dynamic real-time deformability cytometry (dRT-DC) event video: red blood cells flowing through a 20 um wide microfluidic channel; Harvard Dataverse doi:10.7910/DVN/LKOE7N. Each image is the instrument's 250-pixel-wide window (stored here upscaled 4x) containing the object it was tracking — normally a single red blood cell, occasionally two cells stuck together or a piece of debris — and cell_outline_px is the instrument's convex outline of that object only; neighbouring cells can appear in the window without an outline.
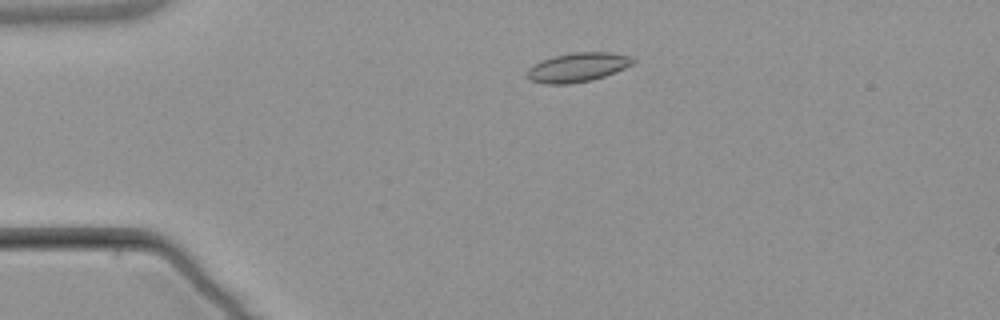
{"species": "common noctule bat (a hibernating species)", "species_latin": "Nyctalus noctula", "temperature_condition": "warm", "stored_images_in_passage": 4, "camera_frame_rate_fps": 3000, "um_per_image_px": 0.085, "animal": {"sex": "male", "body_mass_g": 21.5, "forearm_length_mm": 52.0}, "frame": {"image": 1, "passage_image": 3, "time_ms": 2.333, "image_size_px": [1000, 320], "cell_outline_px": [[636, 60], [632, 64], [616, 72], [592, 80], [572, 84], [544, 84], [532, 80], [528, 76], [528, 68], [552, 56], [572, 52], [612, 52], [632, 56]], "centroid_in_image_um": [49.15, 5.71], "position_along_channel_um": 35.8, "area_um2": 17.98}}